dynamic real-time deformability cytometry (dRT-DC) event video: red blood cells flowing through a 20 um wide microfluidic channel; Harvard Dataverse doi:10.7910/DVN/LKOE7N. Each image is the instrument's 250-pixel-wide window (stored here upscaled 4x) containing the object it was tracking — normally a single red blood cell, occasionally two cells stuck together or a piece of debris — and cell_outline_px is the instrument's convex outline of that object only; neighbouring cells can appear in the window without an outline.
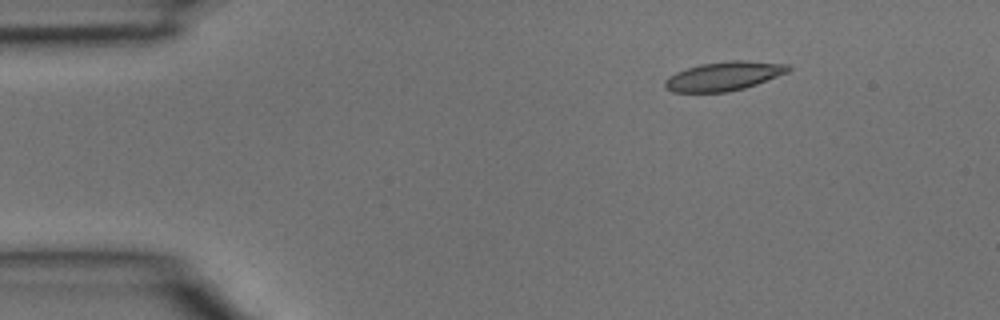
{"species": "common noctule bat (a hibernating species)", "species_latin": "Nyctalus noctula", "temperature_condition": "room temperature", "stored_images_in_passage": 2, "camera_frame_rate_fps": 3000, "um_per_image_px": 0.085, "animal": {"sex": "male", "body_mass_g": 15.6}, "frame": {"image": 1, "passage_image": 1, "time_ms": 0.0, "image_size_px": [1000, 320], "cell_outline_px": [[792, 68], [788, 72], [756, 84], [744, 88], [728, 92], [672, 92], [664, 88], [664, 80], [668, 76], [676, 72], [700, 64], [732, 60], [744, 60], [788, 64]], "centroid_in_image_um": [61.51, 6.47], "position_along_channel_um": 23.5, "area_um2": 20.87}}